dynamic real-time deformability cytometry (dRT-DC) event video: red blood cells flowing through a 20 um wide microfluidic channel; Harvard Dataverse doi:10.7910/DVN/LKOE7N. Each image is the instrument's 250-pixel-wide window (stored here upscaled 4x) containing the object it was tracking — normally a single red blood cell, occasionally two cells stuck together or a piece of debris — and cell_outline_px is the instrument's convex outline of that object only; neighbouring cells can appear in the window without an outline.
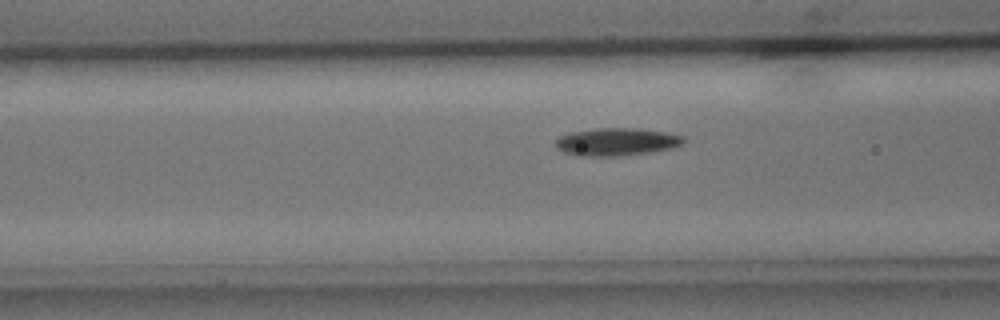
{"species": "common noctule bat (a hibernating species)", "species_latin": "Nyctalus noctula", "temperature_condition": "cold", "stored_images_in_passage": 41, "camera_frame_rate_fps": 3000, "um_per_image_px": 0.085, "animal": {"sex": "male", "body_mass_g": 15.6}, "frame": {"image": 1, "passage_image": 10, "time_ms": 3.0, "image_size_px": [1000, 320], "cell_outline_px": [[684, 144], [672, 148], [648, 152], [620, 156], [576, 156], [564, 152], [556, 148], [556, 140], [560, 136], [572, 132], [596, 128], [640, 128], [664, 132], [684, 136]], "centroid_in_image_um": [52.41, 12.05], "position_along_channel_um": 114.2, "area_um2": 20.69}}
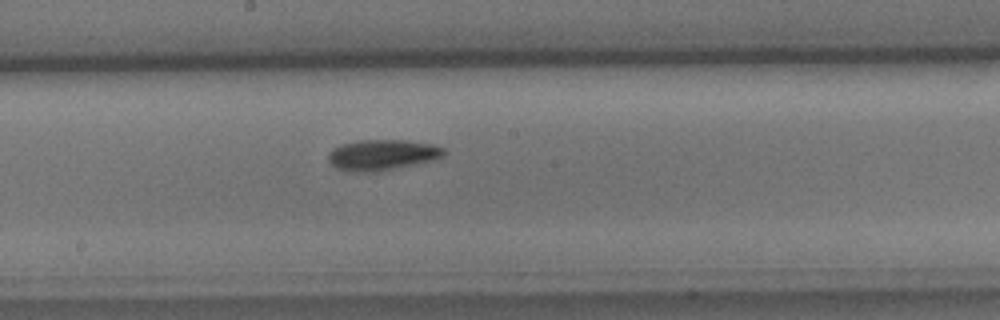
{"frame": {"image": 2, "passage_image": 18, "time_ms": 5.667, "image_size_px": [1000, 320], "cell_outline_px": [[444, 156], [432, 160], [416, 164], [380, 172], [348, 172], [336, 168], [328, 160], [328, 152], [332, 148], [340, 144], [360, 140], [404, 140], [432, 144], [444, 148]], "centroid_in_image_um": [32.44, 13.18], "position_along_channel_um": 215.8, "area_um2": 20.92}}
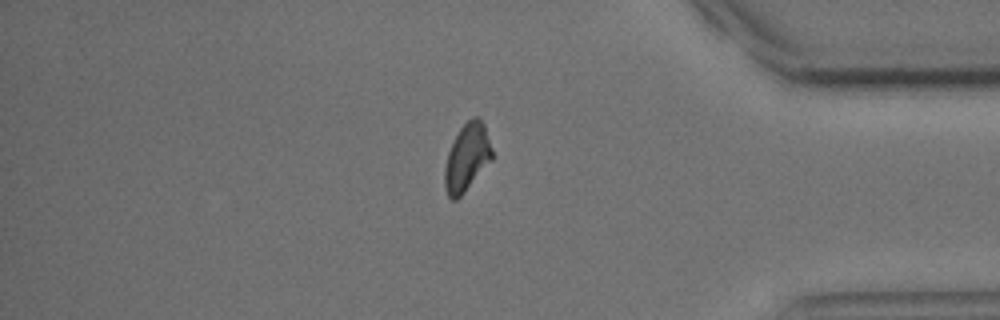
{"frame": {"image": 3, "passage_image": 34, "time_ms": 11.0, "image_size_px": [1000, 320], "cell_outline_px": [[492, 160], [464, 192], [456, 200], [452, 200], [448, 196], [444, 188], [444, 168], [448, 152], [452, 140], [460, 128], [472, 116], [480, 116], [484, 124], [492, 148]], "centroid_in_image_um": [39.68, 13.36], "position_along_channel_um": 395.5, "area_um2": 18.79}}